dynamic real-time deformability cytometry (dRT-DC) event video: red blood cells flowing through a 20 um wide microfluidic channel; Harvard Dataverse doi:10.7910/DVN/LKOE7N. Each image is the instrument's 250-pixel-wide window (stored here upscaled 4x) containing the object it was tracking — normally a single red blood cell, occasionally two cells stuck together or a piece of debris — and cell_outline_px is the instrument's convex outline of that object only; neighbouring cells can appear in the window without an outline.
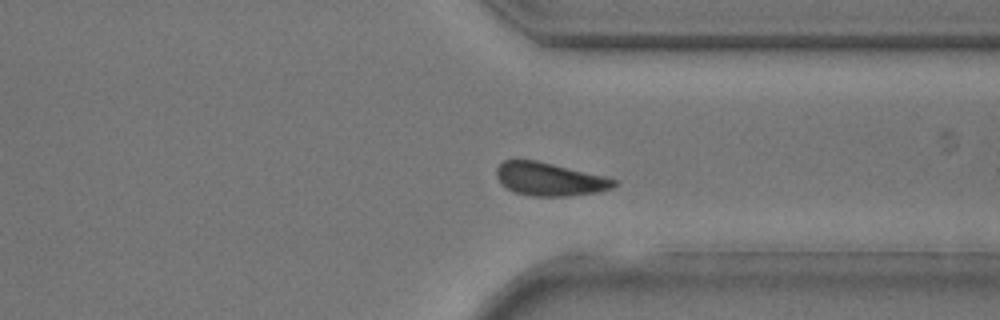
{"species": "common noctule bat (a hibernating species)", "species_latin": "Nyctalus noctula", "temperature_condition": "room temperature", "stored_images_in_passage": 37, "camera_frame_rate_fps": 3000, "um_per_image_px": 0.085, "animal": {"sex": "male", "body_mass_g": 17.9, "forearm_length_mm": 54.2}, "frame": {"image": 1, "passage_image": 27, "time_ms": 8.667, "image_size_px": [1000, 320], "cell_outline_px": [[616, 184], [612, 188], [596, 192], [568, 196], [532, 196], [516, 192], [500, 184], [496, 176], [496, 168], [504, 160], [536, 160], [604, 176], [616, 180]], "centroid_in_image_um": [46.68, 15.23], "position_along_channel_um": 364.7, "area_um2": 22.48}}
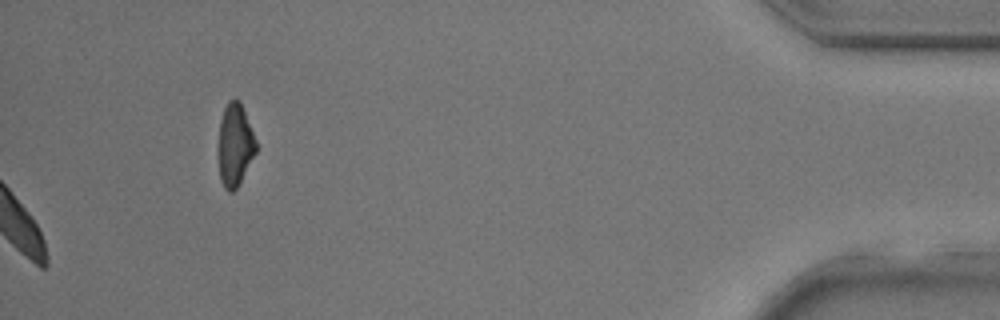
{"frame": {"image": 2, "passage_image": 37, "time_ms": 12.0, "image_size_px": [1000, 320], "cell_outline_px": [[256, 152], [236, 188], [232, 192], [228, 192], [224, 188], [220, 180], [216, 152], [220, 120], [224, 108], [228, 100], [240, 100], [256, 140]], "centroid_in_image_um": [19.92, 12.33], "position_along_channel_um": 415.3, "area_um2": 18.44}}